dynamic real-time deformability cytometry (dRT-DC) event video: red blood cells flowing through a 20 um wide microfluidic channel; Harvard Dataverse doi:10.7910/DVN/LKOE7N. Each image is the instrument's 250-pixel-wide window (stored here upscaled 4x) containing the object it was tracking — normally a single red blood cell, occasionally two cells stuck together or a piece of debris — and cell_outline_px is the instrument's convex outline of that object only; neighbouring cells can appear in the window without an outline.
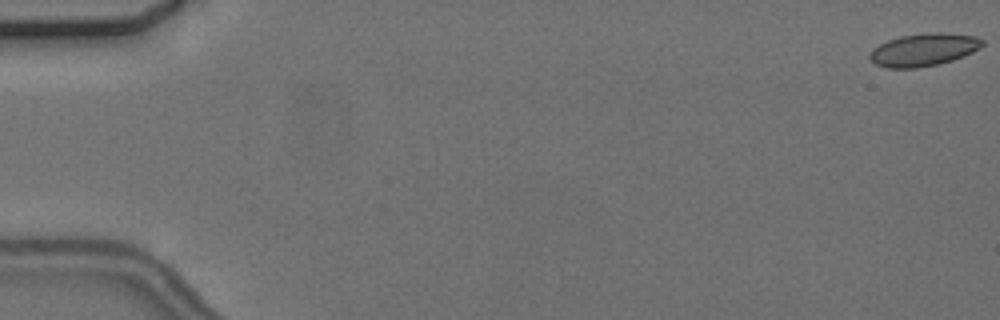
{"species": "common noctule bat (a hibernating species)", "species_latin": "Nyctalus noctula", "temperature_condition": "cold", "stored_images_in_passage": 6, "camera_frame_rate_fps": 3000, "um_per_image_px": 0.085, "animal": {"sex": "female", "body_mass_g": 24.6, "forearm_length_mm": 56.2}, "frame": {"image": 1, "passage_image": 1, "time_ms": 0.0, "image_size_px": [1000, 320], "cell_outline_px": [[984, 44], [980, 48], [972, 52], [952, 60], [940, 64], [916, 68], [888, 68], [876, 64], [868, 56], [880, 44], [888, 40], [900, 36], [928, 32], [940, 32], [976, 36], [984, 40]], "centroid_in_image_um": [78.55, 4.22], "position_along_channel_um": 6.4, "area_um2": 21.33}}
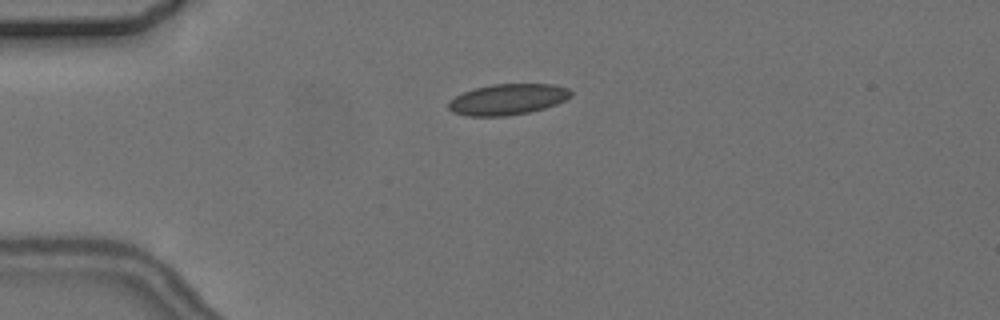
{"frame": {"image": 2, "passage_image": 4, "time_ms": 4.667, "image_size_px": [1000, 320], "cell_outline_px": [[572, 96], [556, 104], [544, 108], [528, 112], [508, 116], [468, 116], [452, 112], [448, 108], [448, 100], [464, 92], [476, 88], [492, 84], [556, 84], [568, 88], [572, 92]], "centroid_in_image_um": [43.15, 8.44], "position_along_channel_um": 41.8, "area_um2": 22.08}}
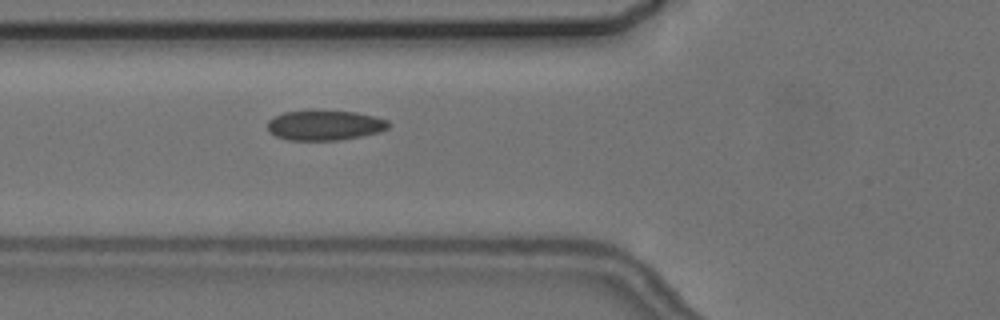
{"frame": {"image": 3, "passage_image": 6, "time_ms": 7.0, "image_size_px": [1000, 320], "cell_outline_px": [[392, 124], [388, 128], [380, 132], [340, 140], [288, 140], [276, 136], [268, 132], [268, 120], [284, 112], [324, 108], [356, 112], [376, 116], [388, 120]], "centroid_in_image_um": [27.63, 10.61], "position_along_channel_um": 98.2, "area_um2": 21.91}}